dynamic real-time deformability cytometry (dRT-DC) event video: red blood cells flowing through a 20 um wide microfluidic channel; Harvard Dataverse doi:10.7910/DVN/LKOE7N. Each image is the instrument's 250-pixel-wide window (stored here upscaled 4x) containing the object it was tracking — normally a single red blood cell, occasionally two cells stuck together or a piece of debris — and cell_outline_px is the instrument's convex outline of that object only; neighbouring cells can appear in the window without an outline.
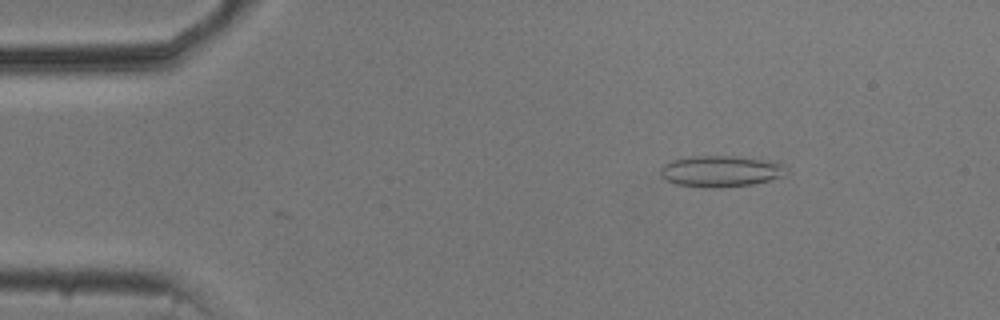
{"species": "common noctule bat (a hibernating species)", "species_latin": "Nyctalus noctula", "temperature_condition": "cold", "stored_images_in_passage": 54, "camera_frame_rate_fps": 3000, "um_per_image_px": 0.085, "animal": {"sex": "male", "body_mass_g": 20.5, "forearm_length_mm": 52.5}, "frame": {"image": 1, "passage_image": 8, "time_ms": 2.333, "image_size_px": [1000, 320], "cell_outline_px": [[788, 172], [784, 176], [752, 184], [716, 188], [704, 188], [676, 184], [660, 176], [660, 168], [664, 164], [672, 160], [692, 156], [736, 156], [760, 160], [780, 164], [788, 168]], "centroid_in_image_um": [61.22, 14.56], "position_along_channel_um": 23.8, "area_um2": 22.77}}
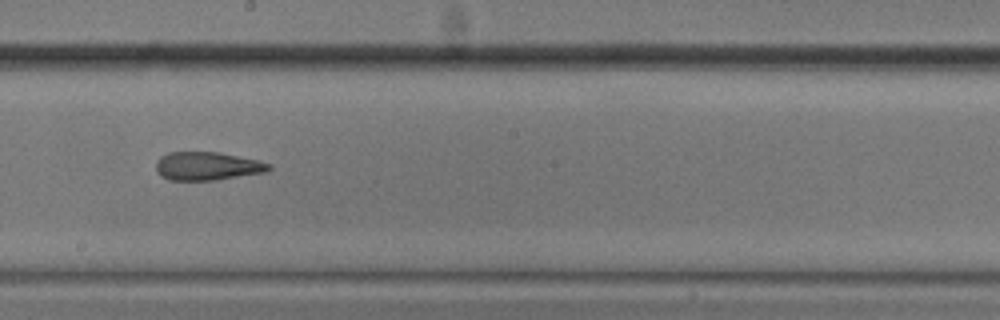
{"frame": {"image": 2, "passage_image": 30, "time_ms": 9.667, "image_size_px": [1000, 320], "cell_outline_px": [[272, 168], [264, 172], [216, 180], [168, 180], [156, 168], [156, 164], [160, 156], [168, 152], [220, 152], [260, 160], [272, 164]], "centroid_in_image_um": [17.67, 14.1], "position_along_channel_um": 230.5, "area_um2": 18.61}}
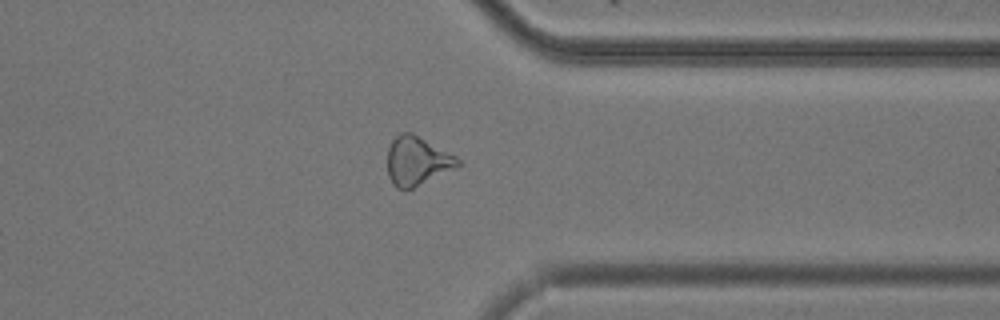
{"frame": {"image": 3, "passage_image": 42, "time_ms": 13.667, "image_size_px": [1000, 320], "cell_outline_px": [[460, 164], [412, 188], [396, 188], [392, 184], [388, 176], [388, 148], [392, 140], [400, 132], [412, 132], [456, 156], [460, 160]], "centroid_in_image_um": [35.4, 13.65], "position_along_channel_um": 376.0, "area_um2": 19.54}, "authors_computed_cell_mechanics": {"area_um2": 20.6635, "velocity_mm_per_s": 3.7421, "shape_relaxation_time_tau1_ms": null, "shape_relaxation_time_tau2_ms": 3.1165, "deformation_change_tau1": null, "deformation_change_tau2": 0.1188}}